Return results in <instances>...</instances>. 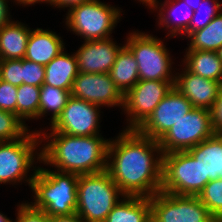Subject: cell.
I'll return each instance as SVG.
<instances>
[{
    "label": "cell",
    "instance_id": "38",
    "mask_svg": "<svg viewBox=\"0 0 222 222\" xmlns=\"http://www.w3.org/2000/svg\"><path fill=\"white\" fill-rule=\"evenodd\" d=\"M48 222H84L76 213L62 216H48Z\"/></svg>",
    "mask_w": 222,
    "mask_h": 222
},
{
    "label": "cell",
    "instance_id": "18",
    "mask_svg": "<svg viewBox=\"0 0 222 222\" xmlns=\"http://www.w3.org/2000/svg\"><path fill=\"white\" fill-rule=\"evenodd\" d=\"M64 50L65 43L56 32L32 28L24 58L45 66Z\"/></svg>",
    "mask_w": 222,
    "mask_h": 222
},
{
    "label": "cell",
    "instance_id": "1",
    "mask_svg": "<svg viewBox=\"0 0 222 222\" xmlns=\"http://www.w3.org/2000/svg\"><path fill=\"white\" fill-rule=\"evenodd\" d=\"M108 145L107 171L125 196L150 198L161 192L162 151L159 142L124 129Z\"/></svg>",
    "mask_w": 222,
    "mask_h": 222
},
{
    "label": "cell",
    "instance_id": "3",
    "mask_svg": "<svg viewBox=\"0 0 222 222\" xmlns=\"http://www.w3.org/2000/svg\"><path fill=\"white\" fill-rule=\"evenodd\" d=\"M78 180V174L38 166L30 186L34 200L28 203L48 216L75 214Z\"/></svg>",
    "mask_w": 222,
    "mask_h": 222
},
{
    "label": "cell",
    "instance_id": "19",
    "mask_svg": "<svg viewBox=\"0 0 222 222\" xmlns=\"http://www.w3.org/2000/svg\"><path fill=\"white\" fill-rule=\"evenodd\" d=\"M188 152L200 163L202 180L222 179V134H214Z\"/></svg>",
    "mask_w": 222,
    "mask_h": 222
},
{
    "label": "cell",
    "instance_id": "24",
    "mask_svg": "<svg viewBox=\"0 0 222 222\" xmlns=\"http://www.w3.org/2000/svg\"><path fill=\"white\" fill-rule=\"evenodd\" d=\"M115 86L124 95L140 80L138 64L130 49L124 45L117 54L116 60L109 71Z\"/></svg>",
    "mask_w": 222,
    "mask_h": 222
},
{
    "label": "cell",
    "instance_id": "25",
    "mask_svg": "<svg viewBox=\"0 0 222 222\" xmlns=\"http://www.w3.org/2000/svg\"><path fill=\"white\" fill-rule=\"evenodd\" d=\"M188 38L190 44L186 49L217 52L222 45V10L209 24L192 32Z\"/></svg>",
    "mask_w": 222,
    "mask_h": 222
},
{
    "label": "cell",
    "instance_id": "28",
    "mask_svg": "<svg viewBox=\"0 0 222 222\" xmlns=\"http://www.w3.org/2000/svg\"><path fill=\"white\" fill-rule=\"evenodd\" d=\"M221 10L222 3L219 0L201 1L198 9L194 11L188 29L182 34V38H187L192 32L204 28L219 14Z\"/></svg>",
    "mask_w": 222,
    "mask_h": 222
},
{
    "label": "cell",
    "instance_id": "30",
    "mask_svg": "<svg viewBox=\"0 0 222 222\" xmlns=\"http://www.w3.org/2000/svg\"><path fill=\"white\" fill-rule=\"evenodd\" d=\"M14 113L0 110V142L23 137L30 129Z\"/></svg>",
    "mask_w": 222,
    "mask_h": 222
},
{
    "label": "cell",
    "instance_id": "12",
    "mask_svg": "<svg viewBox=\"0 0 222 222\" xmlns=\"http://www.w3.org/2000/svg\"><path fill=\"white\" fill-rule=\"evenodd\" d=\"M100 106L70 96L62 113L53 123L50 132L70 136H95L100 132Z\"/></svg>",
    "mask_w": 222,
    "mask_h": 222
},
{
    "label": "cell",
    "instance_id": "9",
    "mask_svg": "<svg viewBox=\"0 0 222 222\" xmlns=\"http://www.w3.org/2000/svg\"><path fill=\"white\" fill-rule=\"evenodd\" d=\"M211 110L193 108L158 141L162 154L188 151L214 135Z\"/></svg>",
    "mask_w": 222,
    "mask_h": 222
},
{
    "label": "cell",
    "instance_id": "33",
    "mask_svg": "<svg viewBox=\"0 0 222 222\" xmlns=\"http://www.w3.org/2000/svg\"><path fill=\"white\" fill-rule=\"evenodd\" d=\"M17 86L0 79V110L17 115Z\"/></svg>",
    "mask_w": 222,
    "mask_h": 222
},
{
    "label": "cell",
    "instance_id": "23",
    "mask_svg": "<svg viewBox=\"0 0 222 222\" xmlns=\"http://www.w3.org/2000/svg\"><path fill=\"white\" fill-rule=\"evenodd\" d=\"M184 57L183 67L190 72L222 83V61L217 52L186 49Z\"/></svg>",
    "mask_w": 222,
    "mask_h": 222
},
{
    "label": "cell",
    "instance_id": "20",
    "mask_svg": "<svg viewBox=\"0 0 222 222\" xmlns=\"http://www.w3.org/2000/svg\"><path fill=\"white\" fill-rule=\"evenodd\" d=\"M21 21H11L0 28V60L23 59L31 28Z\"/></svg>",
    "mask_w": 222,
    "mask_h": 222
},
{
    "label": "cell",
    "instance_id": "6",
    "mask_svg": "<svg viewBox=\"0 0 222 222\" xmlns=\"http://www.w3.org/2000/svg\"><path fill=\"white\" fill-rule=\"evenodd\" d=\"M119 8L100 0H89L68 10L65 25L84 41L108 39L113 37V29L122 17Z\"/></svg>",
    "mask_w": 222,
    "mask_h": 222
},
{
    "label": "cell",
    "instance_id": "35",
    "mask_svg": "<svg viewBox=\"0 0 222 222\" xmlns=\"http://www.w3.org/2000/svg\"><path fill=\"white\" fill-rule=\"evenodd\" d=\"M212 127L215 134H222V85L211 109Z\"/></svg>",
    "mask_w": 222,
    "mask_h": 222
},
{
    "label": "cell",
    "instance_id": "34",
    "mask_svg": "<svg viewBox=\"0 0 222 222\" xmlns=\"http://www.w3.org/2000/svg\"><path fill=\"white\" fill-rule=\"evenodd\" d=\"M16 220L12 222H48V215L32 207L28 202L17 205Z\"/></svg>",
    "mask_w": 222,
    "mask_h": 222
},
{
    "label": "cell",
    "instance_id": "5",
    "mask_svg": "<svg viewBox=\"0 0 222 222\" xmlns=\"http://www.w3.org/2000/svg\"><path fill=\"white\" fill-rule=\"evenodd\" d=\"M41 143L38 130H29L17 140L0 142V184L18 185L25 181L30 187L38 169L34 163L41 161ZM30 170L32 175H28Z\"/></svg>",
    "mask_w": 222,
    "mask_h": 222
},
{
    "label": "cell",
    "instance_id": "26",
    "mask_svg": "<svg viewBox=\"0 0 222 222\" xmlns=\"http://www.w3.org/2000/svg\"><path fill=\"white\" fill-rule=\"evenodd\" d=\"M71 96L70 91L43 84L40 93L39 118L51 112L50 123H53L62 113Z\"/></svg>",
    "mask_w": 222,
    "mask_h": 222
},
{
    "label": "cell",
    "instance_id": "22",
    "mask_svg": "<svg viewBox=\"0 0 222 222\" xmlns=\"http://www.w3.org/2000/svg\"><path fill=\"white\" fill-rule=\"evenodd\" d=\"M150 198L124 196L108 214L105 222H150Z\"/></svg>",
    "mask_w": 222,
    "mask_h": 222
},
{
    "label": "cell",
    "instance_id": "8",
    "mask_svg": "<svg viewBox=\"0 0 222 222\" xmlns=\"http://www.w3.org/2000/svg\"><path fill=\"white\" fill-rule=\"evenodd\" d=\"M208 182L202 180L201 165L188 151L163 154L161 192L198 196Z\"/></svg>",
    "mask_w": 222,
    "mask_h": 222
},
{
    "label": "cell",
    "instance_id": "4",
    "mask_svg": "<svg viewBox=\"0 0 222 222\" xmlns=\"http://www.w3.org/2000/svg\"><path fill=\"white\" fill-rule=\"evenodd\" d=\"M124 196L107 170L81 174L77 184L76 214L84 222H105L120 197Z\"/></svg>",
    "mask_w": 222,
    "mask_h": 222
},
{
    "label": "cell",
    "instance_id": "14",
    "mask_svg": "<svg viewBox=\"0 0 222 222\" xmlns=\"http://www.w3.org/2000/svg\"><path fill=\"white\" fill-rule=\"evenodd\" d=\"M70 93L73 97L100 107H123V94L115 86L109 73L78 72Z\"/></svg>",
    "mask_w": 222,
    "mask_h": 222
},
{
    "label": "cell",
    "instance_id": "13",
    "mask_svg": "<svg viewBox=\"0 0 222 222\" xmlns=\"http://www.w3.org/2000/svg\"><path fill=\"white\" fill-rule=\"evenodd\" d=\"M193 108L190 101L173 87L136 130L146 137L159 141Z\"/></svg>",
    "mask_w": 222,
    "mask_h": 222
},
{
    "label": "cell",
    "instance_id": "37",
    "mask_svg": "<svg viewBox=\"0 0 222 222\" xmlns=\"http://www.w3.org/2000/svg\"><path fill=\"white\" fill-rule=\"evenodd\" d=\"M89 0H52V7L70 10L74 6H78Z\"/></svg>",
    "mask_w": 222,
    "mask_h": 222
},
{
    "label": "cell",
    "instance_id": "36",
    "mask_svg": "<svg viewBox=\"0 0 222 222\" xmlns=\"http://www.w3.org/2000/svg\"><path fill=\"white\" fill-rule=\"evenodd\" d=\"M9 1L0 0V28L12 21L10 7L8 6Z\"/></svg>",
    "mask_w": 222,
    "mask_h": 222
},
{
    "label": "cell",
    "instance_id": "27",
    "mask_svg": "<svg viewBox=\"0 0 222 222\" xmlns=\"http://www.w3.org/2000/svg\"><path fill=\"white\" fill-rule=\"evenodd\" d=\"M41 87L22 84L17 89V116L26 124V120H39Z\"/></svg>",
    "mask_w": 222,
    "mask_h": 222
},
{
    "label": "cell",
    "instance_id": "41",
    "mask_svg": "<svg viewBox=\"0 0 222 222\" xmlns=\"http://www.w3.org/2000/svg\"><path fill=\"white\" fill-rule=\"evenodd\" d=\"M0 222H12V220L7 217V215L0 212Z\"/></svg>",
    "mask_w": 222,
    "mask_h": 222
},
{
    "label": "cell",
    "instance_id": "2",
    "mask_svg": "<svg viewBox=\"0 0 222 222\" xmlns=\"http://www.w3.org/2000/svg\"><path fill=\"white\" fill-rule=\"evenodd\" d=\"M39 131L41 161L57 171L93 174L107 170L109 139L102 135L70 136L60 132ZM48 135V136H47Z\"/></svg>",
    "mask_w": 222,
    "mask_h": 222
},
{
    "label": "cell",
    "instance_id": "10",
    "mask_svg": "<svg viewBox=\"0 0 222 222\" xmlns=\"http://www.w3.org/2000/svg\"><path fill=\"white\" fill-rule=\"evenodd\" d=\"M150 205L152 222H218L198 196L158 192Z\"/></svg>",
    "mask_w": 222,
    "mask_h": 222
},
{
    "label": "cell",
    "instance_id": "21",
    "mask_svg": "<svg viewBox=\"0 0 222 222\" xmlns=\"http://www.w3.org/2000/svg\"><path fill=\"white\" fill-rule=\"evenodd\" d=\"M45 67V85L58 87L71 92L73 81L78 75V64L75 53L62 51Z\"/></svg>",
    "mask_w": 222,
    "mask_h": 222
},
{
    "label": "cell",
    "instance_id": "15",
    "mask_svg": "<svg viewBox=\"0 0 222 222\" xmlns=\"http://www.w3.org/2000/svg\"><path fill=\"white\" fill-rule=\"evenodd\" d=\"M112 37L103 40L84 41L76 50L78 72L109 73L117 54L125 45H117Z\"/></svg>",
    "mask_w": 222,
    "mask_h": 222
},
{
    "label": "cell",
    "instance_id": "39",
    "mask_svg": "<svg viewBox=\"0 0 222 222\" xmlns=\"http://www.w3.org/2000/svg\"><path fill=\"white\" fill-rule=\"evenodd\" d=\"M41 2L52 6V0H17L15 3L25 7L30 5L32 6L36 3H41Z\"/></svg>",
    "mask_w": 222,
    "mask_h": 222
},
{
    "label": "cell",
    "instance_id": "7",
    "mask_svg": "<svg viewBox=\"0 0 222 222\" xmlns=\"http://www.w3.org/2000/svg\"><path fill=\"white\" fill-rule=\"evenodd\" d=\"M126 37L124 44L135 57L140 80L175 81L174 62L163 40L138 30Z\"/></svg>",
    "mask_w": 222,
    "mask_h": 222
},
{
    "label": "cell",
    "instance_id": "31",
    "mask_svg": "<svg viewBox=\"0 0 222 222\" xmlns=\"http://www.w3.org/2000/svg\"><path fill=\"white\" fill-rule=\"evenodd\" d=\"M0 79L17 87L22 85V59L0 60Z\"/></svg>",
    "mask_w": 222,
    "mask_h": 222
},
{
    "label": "cell",
    "instance_id": "42",
    "mask_svg": "<svg viewBox=\"0 0 222 222\" xmlns=\"http://www.w3.org/2000/svg\"><path fill=\"white\" fill-rule=\"evenodd\" d=\"M217 53H218L219 59L222 61V45L217 50Z\"/></svg>",
    "mask_w": 222,
    "mask_h": 222
},
{
    "label": "cell",
    "instance_id": "17",
    "mask_svg": "<svg viewBox=\"0 0 222 222\" xmlns=\"http://www.w3.org/2000/svg\"><path fill=\"white\" fill-rule=\"evenodd\" d=\"M152 11L157 12L158 27L168 30L166 37L181 36L189 27L194 10L183 0H165L161 3L158 0H140ZM173 19V20H172Z\"/></svg>",
    "mask_w": 222,
    "mask_h": 222
},
{
    "label": "cell",
    "instance_id": "11",
    "mask_svg": "<svg viewBox=\"0 0 222 222\" xmlns=\"http://www.w3.org/2000/svg\"><path fill=\"white\" fill-rule=\"evenodd\" d=\"M175 81L139 80L123 95L122 110L126 114L125 129H137L172 90Z\"/></svg>",
    "mask_w": 222,
    "mask_h": 222
},
{
    "label": "cell",
    "instance_id": "32",
    "mask_svg": "<svg viewBox=\"0 0 222 222\" xmlns=\"http://www.w3.org/2000/svg\"><path fill=\"white\" fill-rule=\"evenodd\" d=\"M44 65L22 59V84L34 85L41 87L45 78Z\"/></svg>",
    "mask_w": 222,
    "mask_h": 222
},
{
    "label": "cell",
    "instance_id": "16",
    "mask_svg": "<svg viewBox=\"0 0 222 222\" xmlns=\"http://www.w3.org/2000/svg\"><path fill=\"white\" fill-rule=\"evenodd\" d=\"M180 72L175 73L174 88L183 94L193 107L211 110L222 83L196 75L186 67Z\"/></svg>",
    "mask_w": 222,
    "mask_h": 222
},
{
    "label": "cell",
    "instance_id": "40",
    "mask_svg": "<svg viewBox=\"0 0 222 222\" xmlns=\"http://www.w3.org/2000/svg\"><path fill=\"white\" fill-rule=\"evenodd\" d=\"M183 1L195 11L196 9H198L201 1L203 0H183Z\"/></svg>",
    "mask_w": 222,
    "mask_h": 222
},
{
    "label": "cell",
    "instance_id": "29",
    "mask_svg": "<svg viewBox=\"0 0 222 222\" xmlns=\"http://www.w3.org/2000/svg\"><path fill=\"white\" fill-rule=\"evenodd\" d=\"M198 197L209 213L222 222V179L209 181Z\"/></svg>",
    "mask_w": 222,
    "mask_h": 222
}]
</instances>
